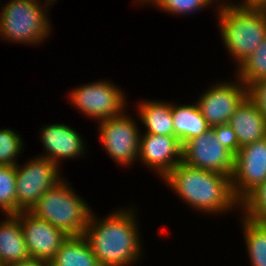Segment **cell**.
<instances>
[{
    "label": "cell",
    "mask_w": 266,
    "mask_h": 266,
    "mask_svg": "<svg viewBox=\"0 0 266 266\" xmlns=\"http://www.w3.org/2000/svg\"><path fill=\"white\" fill-rule=\"evenodd\" d=\"M20 225L31 258L49 263L62 243L69 237L30 211L20 212Z\"/></svg>",
    "instance_id": "obj_12"
},
{
    "label": "cell",
    "mask_w": 266,
    "mask_h": 266,
    "mask_svg": "<svg viewBox=\"0 0 266 266\" xmlns=\"http://www.w3.org/2000/svg\"><path fill=\"white\" fill-rule=\"evenodd\" d=\"M64 181L48 189L30 212L68 236L84 235L92 210Z\"/></svg>",
    "instance_id": "obj_4"
},
{
    "label": "cell",
    "mask_w": 266,
    "mask_h": 266,
    "mask_svg": "<svg viewBox=\"0 0 266 266\" xmlns=\"http://www.w3.org/2000/svg\"><path fill=\"white\" fill-rule=\"evenodd\" d=\"M174 136L183 146L193 137L205 133L210 127L197 103L187 105L171 104Z\"/></svg>",
    "instance_id": "obj_17"
},
{
    "label": "cell",
    "mask_w": 266,
    "mask_h": 266,
    "mask_svg": "<svg viewBox=\"0 0 266 266\" xmlns=\"http://www.w3.org/2000/svg\"><path fill=\"white\" fill-rule=\"evenodd\" d=\"M212 1H213V2H214V1L216 2V1H217V2H218L219 0H212ZM220 1H221V0H220ZM224 1H225V0H224ZM227 2H228V1L226 0L225 4H224V3H221V4H222V5L234 4V3H232V2H230V3H229V2L227 3Z\"/></svg>",
    "instance_id": "obj_30"
},
{
    "label": "cell",
    "mask_w": 266,
    "mask_h": 266,
    "mask_svg": "<svg viewBox=\"0 0 266 266\" xmlns=\"http://www.w3.org/2000/svg\"><path fill=\"white\" fill-rule=\"evenodd\" d=\"M235 156L221 144L214 129L188 140L182 148V162L193 168L232 177Z\"/></svg>",
    "instance_id": "obj_9"
},
{
    "label": "cell",
    "mask_w": 266,
    "mask_h": 266,
    "mask_svg": "<svg viewBox=\"0 0 266 266\" xmlns=\"http://www.w3.org/2000/svg\"><path fill=\"white\" fill-rule=\"evenodd\" d=\"M16 131L0 129V166H16V157L23 150V141Z\"/></svg>",
    "instance_id": "obj_23"
},
{
    "label": "cell",
    "mask_w": 266,
    "mask_h": 266,
    "mask_svg": "<svg viewBox=\"0 0 266 266\" xmlns=\"http://www.w3.org/2000/svg\"><path fill=\"white\" fill-rule=\"evenodd\" d=\"M126 112L99 121L98 129L105 151L115 162L127 167L138 160L140 132L136 121L126 116Z\"/></svg>",
    "instance_id": "obj_8"
},
{
    "label": "cell",
    "mask_w": 266,
    "mask_h": 266,
    "mask_svg": "<svg viewBox=\"0 0 266 266\" xmlns=\"http://www.w3.org/2000/svg\"><path fill=\"white\" fill-rule=\"evenodd\" d=\"M56 163L44 157L29 159L23 166H15L16 214L30 211L39 198L62 179Z\"/></svg>",
    "instance_id": "obj_6"
},
{
    "label": "cell",
    "mask_w": 266,
    "mask_h": 266,
    "mask_svg": "<svg viewBox=\"0 0 266 266\" xmlns=\"http://www.w3.org/2000/svg\"><path fill=\"white\" fill-rule=\"evenodd\" d=\"M144 3L153 4L161 11L163 10L173 15H186L208 8L209 5L215 2L212 0H145L142 4Z\"/></svg>",
    "instance_id": "obj_24"
},
{
    "label": "cell",
    "mask_w": 266,
    "mask_h": 266,
    "mask_svg": "<svg viewBox=\"0 0 266 266\" xmlns=\"http://www.w3.org/2000/svg\"><path fill=\"white\" fill-rule=\"evenodd\" d=\"M237 81L235 84L219 82L196 101L209 127L227 124L236 107L248 95V87L238 78Z\"/></svg>",
    "instance_id": "obj_11"
},
{
    "label": "cell",
    "mask_w": 266,
    "mask_h": 266,
    "mask_svg": "<svg viewBox=\"0 0 266 266\" xmlns=\"http://www.w3.org/2000/svg\"><path fill=\"white\" fill-rule=\"evenodd\" d=\"M228 124L235 131L240 147L266 137V117L249 95L236 107Z\"/></svg>",
    "instance_id": "obj_15"
},
{
    "label": "cell",
    "mask_w": 266,
    "mask_h": 266,
    "mask_svg": "<svg viewBox=\"0 0 266 266\" xmlns=\"http://www.w3.org/2000/svg\"><path fill=\"white\" fill-rule=\"evenodd\" d=\"M212 128L216 133L218 141L235 156L241 147L239 146L235 131L232 127L227 123Z\"/></svg>",
    "instance_id": "obj_26"
},
{
    "label": "cell",
    "mask_w": 266,
    "mask_h": 266,
    "mask_svg": "<svg viewBox=\"0 0 266 266\" xmlns=\"http://www.w3.org/2000/svg\"><path fill=\"white\" fill-rule=\"evenodd\" d=\"M266 181V137L246 144L234 159L231 188L241 202L253 189Z\"/></svg>",
    "instance_id": "obj_10"
},
{
    "label": "cell",
    "mask_w": 266,
    "mask_h": 266,
    "mask_svg": "<svg viewBox=\"0 0 266 266\" xmlns=\"http://www.w3.org/2000/svg\"><path fill=\"white\" fill-rule=\"evenodd\" d=\"M31 258L20 225V212L6 214L0 221V265L16 263Z\"/></svg>",
    "instance_id": "obj_16"
},
{
    "label": "cell",
    "mask_w": 266,
    "mask_h": 266,
    "mask_svg": "<svg viewBox=\"0 0 266 266\" xmlns=\"http://www.w3.org/2000/svg\"><path fill=\"white\" fill-rule=\"evenodd\" d=\"M134 215L131 210L120 209L97 220L92 211L84 236L100 266H128L142 256Z\"/></svg>",
    "instance_id": "obj_1"
},
{
    "label": "cell",
    "mask_w": 266,
    "mask_h": 266,
    "mask_svg": "<svg viewBox=\"0 0 266 266\" xmlns=\"http://www.w3.org/2000/svg\"><path fill=\"white\" fill-rule=\"evenodd\" d=\"M15 166H0V210L4 214H16Z\"/></svg>",
    "instance_id": "obj_22"
},
{
    "label": "cell",
    "mask_w": 266,
    "mask_h": 266,
    "mask_svg": "<svg viewBox=\"0 0 266 266\" xmlns=\"http://www.w3.org/2000/svg\"><path fill=\"white\" fill-rule=\"evenodd\" d=\"M138 105L139 119L147 129L145 133L174 136L170 102L144 100Z\"/></svg>",
    "instance_id": "obj_19"
},
{
    "label": "cell",
    "mask_w": 266,
    "mask_h": 266,
    "mask_svg": "<svg viewBox=\"0 0 266 266\" xmlns=\"http://www.w3.org/2000/svg\"><path fill=\"white\" fill-rule=\"evenodd\" d=\"M245 217L254 220L266 218V181L253 189L241 202Z\"/></svg>",
    "instance_id": "obj_25"
},
{
    "label": "cell",
    "mask_w": 266,
    "mask_h": 266,
    "mask_svg": "<svg viewBox=\"0 0 266 266\" xmlns=\"http://www.w3.org/2000/svg\"><path fill=\"white\" fill-rule=\"evenodd\" d=\"M41 2L10 0L1 7L0 14V38L30 44H40L47 36H50L51 25L48 21L47 9L51 2L40 5Z\"/></svg>",
    "instance_id": "obj_5"
},
{
    "label": "cell",
    "mask_w": 266,
    "mask_h": 266,
    "mask_svg": "<svg viewBox=\"0 0 266 266\" xmlns=\"http://www.w3.org/2000/svg\"><path fill=\"white\" fill-rule=\"evenodd\" d=\"M136 1H138V4H141V5H142V3H143L145 0H136Z\"/></svg>",
    "instance_id": "obj_31"
},
{
    "label": "cell",
    "mask_w": 266,
    "mask_h": 266,
    "mask_svg": "<svg viewBox=\"0 0 266 266\" xmlns=\"http://www.w3.org/2000/svg\"><path fill=\"white\" fill-rule=\"evenodd\" d=\"M22 1H35V2H39V0H22Z\"/></svg>",
    "instance_id": "obj_32"
},
{
    "label": "cell",
    "mask_w": 266,
    "mask_h": 266,
    "mask_svg": "<svg viewBox=\"0 0 266 266\" xmlns=\"http://www.w3.org/2000/svg\"><path fill=\"white\" fill-rule=\"evenodd\" d=\"M42 144L47 158L59 165L60 160L77 158L84 153L83 138L73 128L62 124H49L41 129Z\"/></svg>",
    "instance_id": "obj_14"
},
{
    "label": "cell",
    "mask_w": 266,
    "mask_h": 266,
    "mask_svg": "<svg viewBox=\"0 0 266 266\" xmlns=\"http://www.w3.org/2000/svg\"><path fill=\"white\" fill-rule=\"evenodd\" d=\"M243 2L238 3L244 7H257L262 8L266 4V0H242Z\"/></svg>",
    "instance_id": "obj_29"
},
{
    "label": "cell",
    "mask_w": 266,
    "mask_h": 266,
    "mask_svg": "<svg viewBox=\"0 0 266 266\" xmlns=\"http://www.w3.org/2000/svg\"><path fill=\"white\" fill-rule=\"evenodd\" d=\"M111 81H95L74 88L69 95L71 104L89 118L101 121L120 115L125 111L124 92Z\"/></svg>",
    "instance_id": "obj_7"
},
{
    "label": "cell",
    "mask_w": 266,
    "mask_h": 266,
    "mask_svg": "<svg viewBox=\"0 0 266 266\" xmlns=\"http://www.w3.org/2000/svg\"><path fill=\"white\" fill-rule=\"evenodd\" d=\"M217 6L221 40L239 67L266 39V12L235 2Z\"/></svg>",
    "instance_id": "obj_3"
},
{
    "label": "cell",
    "mask_w": 266,
    "mask_h": 266,
    "mask_svg": "<svg viewBox=\"0 0 266 266\" xmlns=\"http://www.w3.org/2000/svg\"><path fill=\"white\" fill-rule=\"evenodd\" d=\"M237 69L238 79L247 87L266 77V39Z\"/></svg>",
    "instance_id": "obj_21"
},
{
    "label": "cell",
    "mask_w": 266,
    "mask_h": 266,
    "mask_svg": "<svg viewBox=\"0 0 266 266\" xmlns=\"http://www.w3.org/2000/svg\"><path fill=\"white\" fill-rule=\"evenodd\" d=\"M244 240L251 266H266V223L263 220L242 218Z\"/></svg>",
    "instance_id": "obj_20"
},
{
    "label": "cell",
    "mask_w": 266,
    "mask_h": 266,
    "mask_svg": "<svg viewBox=\"0 0 266 266\" xmlns=\"http://www.w3.org/2000/svg\"><path fill=\"white\" fill-rule=\"evenodd\" d=\"M163 179L179 198L200 212L223 214L240 206L233 194L230 176L180 162Z\"/></svg>",
    "instance_id": "obj_2"
},
{
    "label": "cell",
    "mask_w": 266,
    "mask_h": 266,
    "mask_svg": "<svg viewBox=\"0 0 266 266\" xmlns=\"http://www.w3.org/2000/svg\"><path fill=\"white\" fill-rule=\"evenodd\" d=\"M248 95L257 104L261 113L266 117V77L248 87Z\"/></svg>",
    "instance_id": "obj_27"
},
{
    "label": "cell",
    "mask_w": 266,
    "mask_h": 266,
    "mask_svg": "<svg viewBox=\"0 0 266 266\" xmlns=\"http://www.w3.org/2000/svg\"><path fill=\"white\" fill-rule=\"evenodd\" d=\"M262 9L266 12V4L262 7Z\"/></svg>",
    "instance_id": "obj_33"
},
{
    "label": "cell",
    "mask_w": 266,
    "mask_h": 266,
    "mask_svg": "<svg viewBox=\"0 0 266 266\" xmlns=\"http://www.w3.org/2000/svg\"><path fill=\"white\" fill-rule=\"evenodd\" d=\"M3 266H48V263L42 260H37L34 258H29L28 260L10 263Z\"/></svg>",
    "instance_id": "obj_28"
},
{
    "label": "cell",
    "mask_w": 266,
    "mask_h": 266,
    "mask_svg": "<svg viewBox=\"0 0 266 266\" xmlns=\"http://www.w3.org/2000/svg\"><path fill=\"white\" fill-rule=\"evenodd\" d=\"M182 148L175 136L140 133L138 158L164 178L182 162Z\"/></svg>",
    "instance_id": "obj_13"
},
{
    "label": "cell",
    "mask_w": 266,
    "mask_h": 266,
    "mask_svg": "<svg viewBox=\"0 0 266 266\" xmlns=\"http://www.w3.org/2000/svg\"><path fill=\"white\" fill-rule=\"evenodd\" d=\"M48 266H100L84 235L69 236Z\"/></svg>",
    "instance_id": "obj_18"
}]
</instances>
